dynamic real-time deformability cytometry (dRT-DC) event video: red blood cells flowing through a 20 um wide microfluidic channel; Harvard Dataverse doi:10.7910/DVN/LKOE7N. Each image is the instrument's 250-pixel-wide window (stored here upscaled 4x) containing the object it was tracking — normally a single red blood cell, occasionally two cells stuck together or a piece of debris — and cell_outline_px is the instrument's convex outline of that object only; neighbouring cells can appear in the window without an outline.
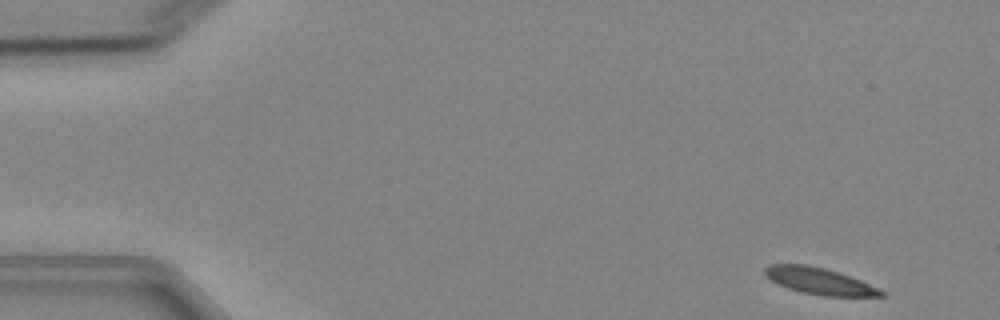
{"species": "Egyptian fruit bat (a non-hibernating species)", "species_latin": "Rousettus aegyptiacus", "temperature_condition": "cold", "stored_images_in_passage": 4, "camera_frame_rate_fps": 3000, "um_per_image_px": 0.085, "animal": {"sex": "female"}, "frame": {"image": 1, "passage_image": 1, "time_ms": 0.0, "image_size_px": [1000, 320], "cell_outline_px": [[884, 296], [824, 296], [804, 292], [788, 288], [776, 284], [764, 276], [764, 268], [768, 264], [808, 264], [824, 268], [860, 280], [884, 292]], "centroid_in_image_um": [69.55, 23.88], "position_along_channel_um": 15.4, "area_um2": 17.8}}
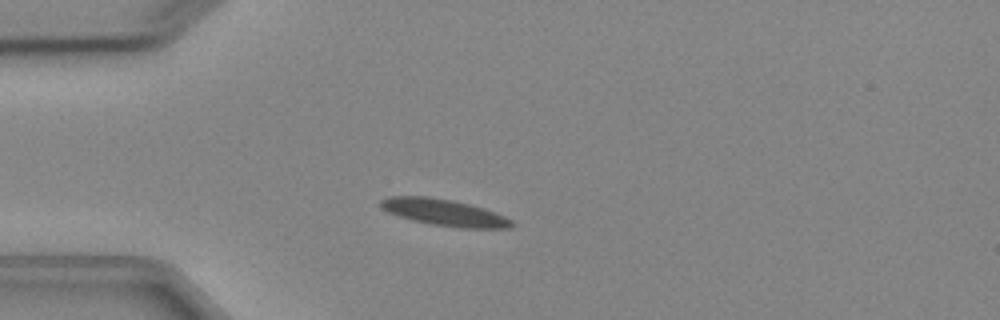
{"frame": {"image": 2, "passage_image": 4, "time_ms": 3.333, "image_size_px": [1000, 320], "cell_outline_px": [[516, 224], [512, 228], [460, 228], [432, 224], [412, 220], [388, 212], [380, 204], [380, 200], [388, 196], [428, 196], [452, 200], [484, 208], [496, 212], [512, 220]], "centroid_in_image_um": [37.81, 18.06], "position_along_channel_um": 47.2, "area_um2": 20.29}}